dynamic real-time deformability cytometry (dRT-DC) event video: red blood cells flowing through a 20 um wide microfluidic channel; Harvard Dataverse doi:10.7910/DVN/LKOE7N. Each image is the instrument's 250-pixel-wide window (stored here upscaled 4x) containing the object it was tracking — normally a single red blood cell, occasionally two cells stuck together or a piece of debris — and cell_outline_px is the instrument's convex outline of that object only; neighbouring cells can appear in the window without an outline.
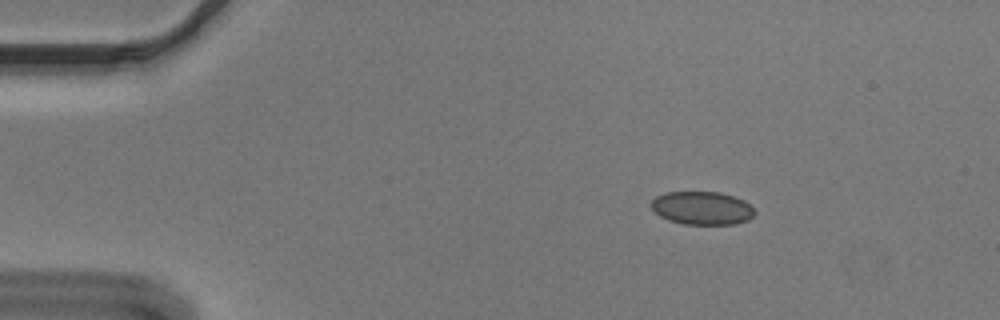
{"species": "Egyptian fruit bat (a non-hibernating species)", "species_latin": "Rousettus aegyptiacus", "temperature_condition": "cold", "stored_images_in_passage": 47, "camera_frame_rate_fps": 3000, "um_per_image_px": 0.085, "animal": {"sex": "male"}, "frame": {"image": 1, "passage_image": 1, "time_ms": 0.0, "image_size_px": [1000, 320], "cell_outline_px": [[756, 212], [748, 220], [736, 224], [684, 224], [668, 220], [660, 216], [648, 204], [656, 196], [664, 192], [720, 192], [744, 200]], "centroid_in_image_um": [59.65, 17.68], "position_along_channel_um": 25.4, "area_um2": 20.06}}
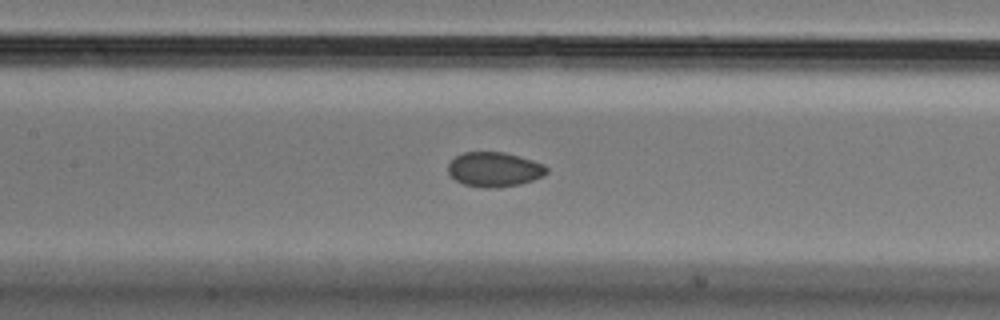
{"frame": {"image": 2, "passage_image": 18, "time_ms": 5.667, "image_size_px": [1000, 320], "cell_outline_px": [[548, 172], [544, 176], [520, 184], [496, 188], [484, 188], [464, 184], [456, 180], [448, 172], [448, 164], [456, 156], [464, 152], [504, 152], [520, 156], [544, 164], [548, 168]], "centroid_in_image_um": [42.04, 14.4], "position_along_channel_um": 165.4, "area_um2": 19.94}}
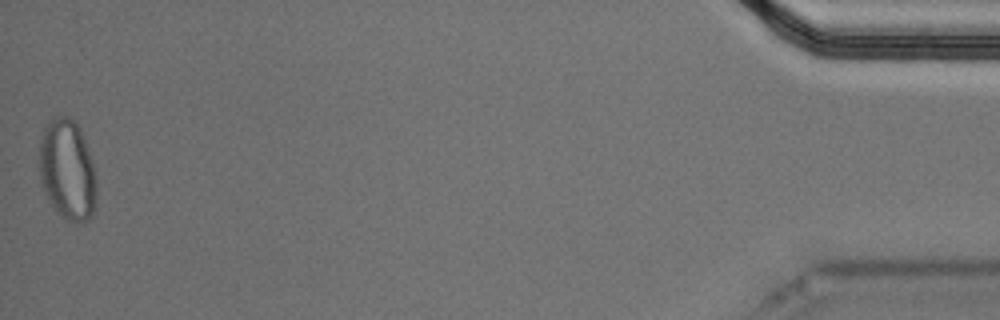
{"frame": {"image": 3, "passage_image": 47, "time_ms": 15.333, "image_size_px": [1000, 320], "cell_outline_px": [[96, 200], [92, 216], [88, 220], [64, 220], [56, 212], [48, 200], [40, 176], [40, 140], [44, 128], [48, 120], [52, 116], [68, 116], [76, 120], [80, 128], [92, 160], [96, 176]], "centroid_in_image_um": [5.73, 14.4], "position_along_channel_um": 429.5, "area_um2": 33.7}, "authors_computed_cell_mechanics": {"area_um2": 20.23, "velocity_mm_per_s": 3.6717, "shape_relaxation_time_tau1_ms": 4.4183, "shape_relaxation_time_tau2_ms": 1.7077, "deformation_change_tau1": 0.0668, "deformation_change_tau2": 0.0372}}